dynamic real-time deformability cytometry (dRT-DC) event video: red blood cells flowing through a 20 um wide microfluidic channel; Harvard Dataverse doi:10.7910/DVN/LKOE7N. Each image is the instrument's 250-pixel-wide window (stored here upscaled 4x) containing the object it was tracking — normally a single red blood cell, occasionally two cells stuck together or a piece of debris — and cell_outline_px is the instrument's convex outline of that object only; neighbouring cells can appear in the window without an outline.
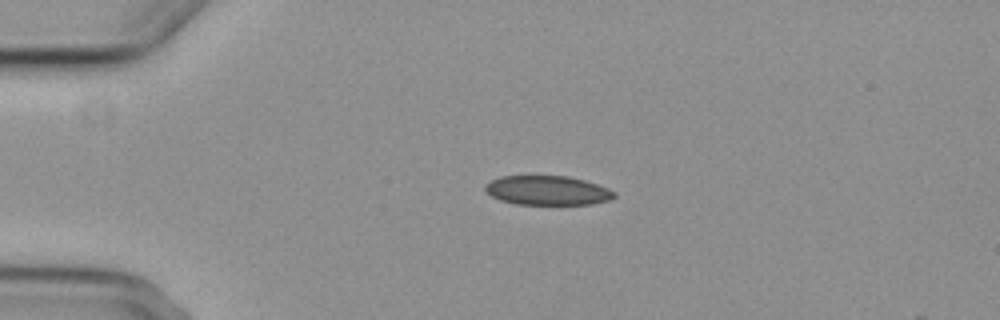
{"species": "common noctule bat (a hibernating species)", "species_latin": "Nyctalus noctula", "temperature_condition": "cold", "stored_images_in_passage": 2, "camera_frame_rate_fps": 3000, "um_per_image_px": 0.085, "animal": {"sex": "female", "body_mass_g": 29.2, "forearm_length_mm": 56.3}, "frame": {"image": 1, "passage_image": 1, "time_ms": 0.0, "image_size_px": [1000, 320], "cell_outline_px": [[616, 196], [608, 200], [592, 204], [516, 204], [500, 200], [492, 196], [484, 188], [484, 184], [500, 176], [568, 176], [584, 180], [608, 188], [616, 192]], "centroid_in_image_um": [46.53, 16.18], "position_along_channel_um": 38.5, "area_um2": 21.96}}